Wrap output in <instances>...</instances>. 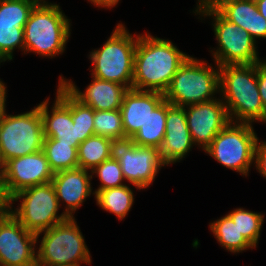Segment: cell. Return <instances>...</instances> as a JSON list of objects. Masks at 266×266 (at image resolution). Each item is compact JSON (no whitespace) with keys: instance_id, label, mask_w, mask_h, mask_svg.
Here are the masks:
<instances>
[{"instance_id":"cell-1","label":"cell","mask_w":266,"mask_h":266,"mask_svg":"<svg viewBox=\"0 0 266 266\" xmlns=\"http://www.w3.org/2000/svg\"><path fill=\"white\" fill-rule=\"evenodd\" d=\"M139 32L135 49L132 89L163 93L178 68L190 56L172 40Z\"/></svg>"},{"instance_id":"cell-2","label":"cell","mask_w":266,"mask_h":266,"mask_svg":"<svg viewBox=\"0 0 266 266\" xmlns=\"http://www.w3.org/2000/svg\"><path fill=\"white\" fill-rule=\"evenodd\" d=\"M220 97L231 122L266 124L257 63L220 66Z\"/></svg>"},{"instance_id":"cell-3","label":"cell","mask_w":266,"mask_h":266,"mask_svg":"<svg viewBox=\"0 0 266 266\" xmlns=\"http://www.w3.org/2000/svg\"><path fill=\"white\" fill-rule=\"evenodd\" d=\"M198 21L209 20L216 46L209 48L212 61L225 65L253 64L266 57L259 56L258 43L242 27L225 19L208 1L196 3L192 12Z\"/></svg>"},{"instance_id":"cell-4","label":"cell","mask_w":266,"mask_h":266,"mask_svg":"<svg viewBox=\"0 0 266 266\" xmlns=\"http://www.w3.org/2000/svg\"><path fill=\"white\" fill-rule=\"evenodd\" d=\"M35 5L24 26V55L54 59L64 55L72 21L59 5Z\"/></svg>"},{"instance_id":"cell-5","label":"cell","mask_w":266,"mask_h":266,"mask_svg":"<svg viewBox=\"0 0 266 266\" xmlns=\"http://www.w3.org/2000/svg\"><path fill=\"white\" fill-rule=\"evenodd\" d=\"M139 33H130L119 21L107 40L87 54L90 76L112 81L132 89L135 49Z\"/></svg>"},{"instance_id":"cell-6","label":"cell","mask_w":266,"mask_h":266,"mask_svg":"<svg viewBox=\"0 0 266 266\" xmlns=\"http://www.w3.org/2000/svg\"><path fill=\"white\" fill-rule=\"evenodd\" d=\"M220 96V70L213 61L190 55L173 76L164 99L175 106L207 102Z\"/></svg>"},{"instance_id":"cell-7","label":"cell","mask_w":266,"mask_h":266,"mask_svg":"<svg viewBox=\"0 0 266 266\" xmlns=\"http://www.w3.org/2000/svg\"><path fill=\"white\" fill-rule=\"evenodd\" d=\"M78 224L76 218H68L36 234V264L90 266L91 252Z\"/></svg>"},{"instance_id":"cell-8","label":"cell","mask_w":266,"mask_h":266,"mask_svg":"<svg viewBox=\"0 0 266 266\" xmlns=\"http://www.w3.org/2000/svg\"><path fill=\"white\" fill-rule=\"evenodd\" d=\"M5 207L26 230L35 234L69 218L61 209L51 182L19 191L7 201Z\"/></svg>"},{"instance_id":"cell-9","label":"cell","mask_w":266,"mask_h":266,"mask_svg":"<svg viewBox=\"0 0 266 266\" xmlns=\"http://www.w3.org/2000/svg\"><path fill=\"white\" fill-rule=\"evenodd\" d=\"M252 123L229 122L203 150L217 163L247 178L254 168L259 139Z\"/></svg>"},{"instance_id":"cell-10","label":"cell","mask_w":266,"mask_h":266,"mask_svg":"<svg viewBox=\"0 0 266 266\" xmlns=\"http://www.w3.org/2000/svg\"><path fill=\"white\" fill-rule=\"evenodd\" d=\"M43 121L38 104L29 111L6 112L0 120V160L33 154L43 149Z\"/></svg>"},{"instance_id":"cell-11","label":"cell","mask_w":266,"mask_h":266,"mask_svg":"<svg viewBox=\"0 0 266 266\" xmlns=\"http://www.w3.org/2000/svg\"><path fill=\"white\" fill-rule=\"evenodd\" d=\"M113 155L119 161L126 183L142 191L148 190L161 169L167 167L159 149L139 146L130 140L115 142Z\"/></svg>"},{"instance_id":"cell-12","label":"cell","mask_w":266,"mask_h":266,"mask_svg":"<svg viewBox=\"0 0 266 266\" xmlns=\"http://www.w3.org/2000/svg\"><path fill=\"white\" fill-rule=\"evenodd\" d=\"M36 234L4 207L0 212V266H35Z\"/></svg>"},{"instance_id":"cell-13","label":"cell","mask_w":266,"mask_h":266,"mask_svg":"<svg viewBox=\"0 0 266 266\" xmlns=\"http://www.w3.org/2000/svg\"><path fill=\"white\" fill-rule=\"evenodd\" d=\"M5 204L19 191L50 183L54 172L43 150L22 157L9 159L3 164Z\"/></svg>"},{"instance_id":"cell-14","label":"cell","mask_w":266,"mask_h":266,"mask_svg":"<svg viewBox=\"0 0 266 266\" xmlns=\"http://www.w3.org/2000/svg\"><path fill=\"white\" fill-rule=\"evenodd\" d=\"M55 91L52 102L48 96L38 103L44 138L57 139L60 143H79L77 126L72 120V94L59 81Z\"/></svg>"},{"instance_id":"cell-15","label":"cell","mask_w":266,"mask_h":266,"mask_svg":"<svg viewBox=\"0 0 266 266\" xmlns=\"http://www.w3.org/2000/svg\"><path fill=\"white\" fill-rule=\"evenodd\" d=\"M188 129L197 149L205 150L230 122L221 97L184 107Z\"/></svg>"},{"instance_id":"cell-16","label":"cell","mask_w":266,"mask_h":266,"mask_svg":"<svg viewBox=\"0 0 266 266\" xmlns=\"http://www.w3.org/2000/svg\"><path fill=\"white\" fill-rule=\"evenodd\" d=\"M91 171L80 167L54 173L53 184L60 207L69 218H75L90 197L95 196Z\"/></svg>"},{"instance_id":"cell-17","label":"cell","mask_w":266,"mask_h":266,"mask_svg":"<svg viewBox=\"0 0 266 266\" xmlns=\"http://www.w3.org/2000/svg\"><path fill=\"white\" fill-rule=\"evenodd\" d=\"M193 148L197 147L188 129L184 107L172 105L167 101L165 137L159 149L163 161L168 167L181 163Z\"/></svg>"},{"instance_id":"cell-18","label":"cell","mask_w":266,"mask_h":266,"mask_svg":"<svg viewBox=\"0 0 266 266\" xmlns=\"http://www.w3.org/2000/svg\"><path fill=\"white\" fill-rule=\"evenodd\" d=\"M58 81L82 104L93 110H117L120 109L125 93L129 90L126 86L102 80L91 76L92 81L81 90L77 83L66 78L61 73Z\"/></svg>"},{"instance_id":"cell-19","label":"cell","mask_w":266,"mask_h":266,"mask_svg":"<svg viewBox=\"0 0 266 266\" xmlns=\"http://www.w3.org/2000/svg\"><path fill=\"white\" fill-rule=\"evenodd\" d=\"M227 20L242 27L259 44L266 40V19L254 0H208Z\"/></svg>"},{"instance_id":"cell-20","label":"cell","mask_w":266,"mask_h":266,"mask_svg":"<svg viewBox=\"0 0 266 266\" xmlns=\"http://www.w3.org/2000/svg\"><path fill=\"white\" fill-rule=\"evenodd\" d=\"M164 100V94L155 91L129 89L123 98L120 111L122 114L125 141L145 124L150 112Z\"/></svg>"},{"instance_id":"cell-21","label":"cell","mask_w":266,"mask_h":266,"mask_svg":"<svg viewBox=\"0 0 266 266\" xmlns=\"http://www.w3.org/2000/svg\"><path fill=\"white\" fill-rule=\"evenodd\" d=\"M134 189L141 191L137 186L125 184L120 187L99 190L93 198L102 211L113 214L119 221H124L136 201Z\"/></svg>"},{"instance_id":"cell-22","label":"cell","mask_w":266,"mask_h":266,"mask_svg":"<svg viewBox=\"0 0 266 266\" xmlns=\"http://www.w3.org/2000/svg\"><path fill=\"white\" fill-rule=\"evenodd\" d=\"M208 225L209 231L217 241L216 243L226 252H229V254L239 255V253L255 249L244 238L237 225L227 213L216 220H211Z\"/></svg>"},{"instance_id":"cell-23","label":"cell","mask_w":266,"mask_h":266,"mask_svg":"<svg viewBox=\"0 0 266 266\" xmlns=\"http://www.w3.org/2000/svg\"><path fill=\"white\" fill-rule=\"evenodd\" d=\"M167 101L164 99L150 112L145 124L130 139L133 144L160 149L165 137Z\"/></svg>"},{"instance_id":"cell-24","label":"cell","mask_w":266,"mask_h":266,"mask_svg":"<svg viewBox=\"0 0 266 266\" xmlns=\"http://www.w3.org/2000/svg\"><path fill=\"white\" fill-rule=\"evenodd\" d=\"M114 144L115 142L107 137H88L77 149L79 167L91 171L103 161L110 159L114 154Z\"/></svg>"},{"instance_id":"cell-25","label":"cell","mask_w":266,"mask_h":266,"mask_svg":"<svg viewBox=\"0 0 266 266\" xmlns=\"http://www.w3.org/2000/svg\"><path fill=\"white\" fill-rule=\"evenodd\" d=\"M79 144L60 143L57 139L44 138L42 150L54 173L79 167L77 153Z\"/></svg>"},{"instance_id":"cell-26","label":"cell","mask_w":266,"mask_h":266,"mask_svg":"<svg viewBox=\"0 0 266 266\" xmlns=\"http://www.w3.org/2000/svg\"><path fill=\"white\" fill-rule=\"evenodd\" d=\"M244 238L254 247L258 248L262 229L265 222V213L251 211L247 208L236 207L227 213Z\"/></svg>"},{"instance_id":"cell-27","label":"cell","mask_w":266,"mask_h":266,"mask_svg":"<svg viewBox=\"0 0 266 266\" xmlns=\"http://www.w3.org/2000/svg\"><path fill=\"white\" fill-rule=\"evenodd\" d=\"M94 134L112 139L114 142L125 141L122 114L117 110H94Z\"/></svg>"},{"instance_id":"cell-28","label":"cell","mask_w":266,"mask_h":266,"mask_svg":"<svg viewBox=\"0 0 266 266\" xmlns=\"http://www.w3.org/2000/svg\"><path fill=\"white\" fill-rule=\"evenodd\" d=\"M23 28L21 24L0 23V63L13 61L16 49L24 55Z\"/></svg>"},{"instance_id":"cell-29","label":"cell","mask_w":266,"mask_h":266,"mask_svg":"<svg viewBox=\"0 0 266 266\" xmlns=\"http://www.w3.org/2000/svg\"><path fill=\"white\" fill-rule=\"evenodd\" d=\"M91 175L94 179L97 177L99 181L98 187L93 189L95 194L99 190L120 187L127 184L124 180L119 161L114 155L91 170Z\"/></svg>"},{"instance_id":"cell-30","label":"cell","mask_w":266,"mask_h":266,"mask_svg":"<svg viewBox=\"0 0 266 266\" xmlns=\"http://www.w3.org/2000/svg\"><path fill=\"white\" fill-rule=\"evenodd\" d=\"M35 4L30 0H0V23L25 26Z\"/></svg>"},{"instance_id":"cell-31","label":"cell","mask_w":266,"mask_h":266,"mask_svg":"<svg viewBox=\"0 0 266 266\" xmlns=\"http://www.w3.org/2000/svg\"><path fill=\"white\" fill-rule=\"evenodd\" d=\"M93 119L94 110L72 95V120L77 126L79 143L95 135Z\"/></svg>"},{"instance_id":"cell-32","label":"cell","mask_w":266,"mask_h":266,"mask_svg":"<svg viewBox=\"0 0 266 266\" xmlns=\"http://www.w3.org/2000/svg\"><path fill=\"white\" fill-rule=\"evenodd\" d=\"M254 169L266 179V139L257 141L255 146Z\"/></svg>"},{"instance_id":"cell-33","label":"cell","mask_w":266,"mask_h":266,"mask_svg":"<svg viewBox=\"0 0 266 266\" xmlns=\"http://www.w3.org/2000/svg\"><path fill=\"white\" fill-rule=\"evenodd\" d=\"M257 82L259 94L266 110V58L257 63Z\"/></svg>"},{"instance_id":"cell-34","label":"cell","mask_w":266,"mask_h":266,"mask_svg":"<svg viewBox=\"0 0 266 266\" xmlns=\"http://www.w3.org/2000/svg\"><path fill=\"white\" fill-rule=\"evenodd\" d=\"M91 6L97 7L98 10H113V8L118 7L122 0H86Z\"/></svg>"},{"instance_id":"cell-35","label":"cell","mask_w":266,"mask_h":266,"mask_svg":"<svg viewBox=\"0 0 266 266\" xmlns=\"http://www.w3.org/2000/svg\"><path fill=\"white\" fill-rule=\"evenodd\" d=\"M8 87L6 86L1 92H0V120L5 116L7 109V98H8Z\"/></svg>"},{"instance_id":"cell-36","label":"cell","mask_w":266,"mask_h":266,"mask_svg":"<svg viewBox=\"0 0 266 266\" xmlns=\"http://www.w3.org/2000/svg\"><path fill=\"white\" fill-rule=\"evenodd\" d=\"M0 200L5 204L4 169L1 160H0Z\"/></svg>"},{"instance_id":"cell-37","label":"cell","mask_w":266,"mask_h":266,"mask_svg":"<svg viewBox=\"0 0 266 266\" xmlns=\"http://www.w3.org/2000/svg\"><path fill=\"white\" fill-rule=\"evenodd\" d=\"M260 14L266 19V0H254Z\"/></svg>"},{"instance_id":"cell-38","label":"cell","mask_w":266,"mask_h":266,"mask_svg":"<svg viewBox=\"0 0 266 266\" xmlns=\"http://www.w3.org/2000/svg\"><path fill=\"white\" fill-rule=\"evenodd\" d=\"M35 5H56V2H51L50 0H30Z\"/></svg>"},{"instance_id":"cell-39","label":"cell","mask_w":266,"mask_h":266,"mask_svg":"<svg viewBox=\"0 0 266 266\" xmlns=\"http://www.w3.org/2000/svg\"><path fill=\"white\" fill-rule=\"evenodd\" d=\"M1 65H4V63H0V68ZM7 86V83L3 81V79L0 78V92Z\"/></svg>"},{"instance_id":"cell-40","label":"cell","mask_w":266,"mask_h":266,"mask_svg":"<svg viewBox=\"0 0 266 266\" xmlns=\"http://www.w3.org/2000/svg\"><path fill=\"white\" fill-rule=\"evenodd\" d=\"M35 266H65V265L36 264Z\"/></svg>"},{"instance_id":"cell-41","label":"cell","mask_w":266,"mask_h":266,"mask_svg":"<svg viewBox=\"0 0 266 266\" xmlns=\"http://www.w3.org/2000/svg\"><path fill=\"white\" fill-rule=\"evenodd\" d=\"M197 2L196 3H200V2H205V1H208V0H196Z\"/></svg>"},{"instance_id":"cell-42","label":"cell","mask_w":266,"mask_h":266,"mask_svg":"<svg viewBox=\"0 0 266 266\" xmlns=\"http://www.w3.org/2000/svg\"><path fill=\"white\" fill-rule=\"evenodd\" d=\"M5 207V205H0V212Z\"/></svg>"}]
</instances>
